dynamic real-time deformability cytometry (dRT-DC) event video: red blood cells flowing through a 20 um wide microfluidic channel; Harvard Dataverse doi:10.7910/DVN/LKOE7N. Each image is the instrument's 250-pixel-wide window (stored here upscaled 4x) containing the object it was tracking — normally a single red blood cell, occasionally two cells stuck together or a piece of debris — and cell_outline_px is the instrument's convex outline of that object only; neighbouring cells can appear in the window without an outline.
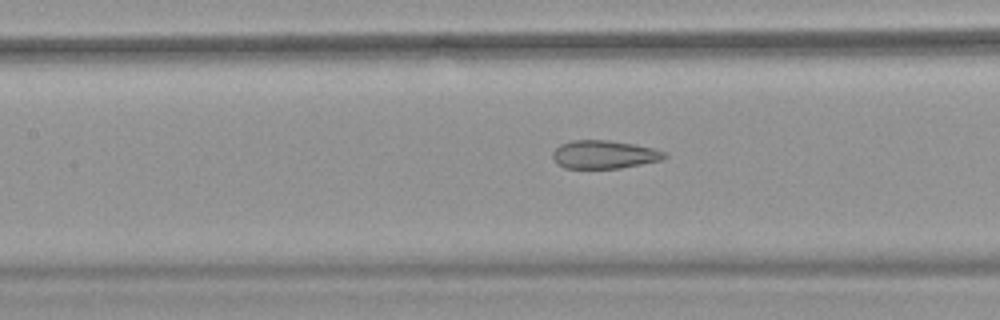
{"species": "common noctule bat (a hibernating species)", "species_latin": "Nyctalus noctula", "temperature_condition": "warm", "stored_images_in_passage": 43, "camera_frame_rate_fps": 3000, "um_per_image_px": 0.085, "animal": {"sex": "female", "body_mass_g": 18.4}, "frame": {"image": 1, "passage_image": 25, "time_ms": 8.0, "image_size_px": [1000, 320], "cell_outline_px": [[668, 156], [660, 160], [620, 168], [564, 168], [556, 164], [552, 156], [552, 152], [560, 144], [572, 140], [608, 140], [632, 144], [652, 148], [664, 152]], "centroid_in_image_um": [51.29, 13.13], "position_along_channel_um": 156.1, "area_um2": 18.26}}